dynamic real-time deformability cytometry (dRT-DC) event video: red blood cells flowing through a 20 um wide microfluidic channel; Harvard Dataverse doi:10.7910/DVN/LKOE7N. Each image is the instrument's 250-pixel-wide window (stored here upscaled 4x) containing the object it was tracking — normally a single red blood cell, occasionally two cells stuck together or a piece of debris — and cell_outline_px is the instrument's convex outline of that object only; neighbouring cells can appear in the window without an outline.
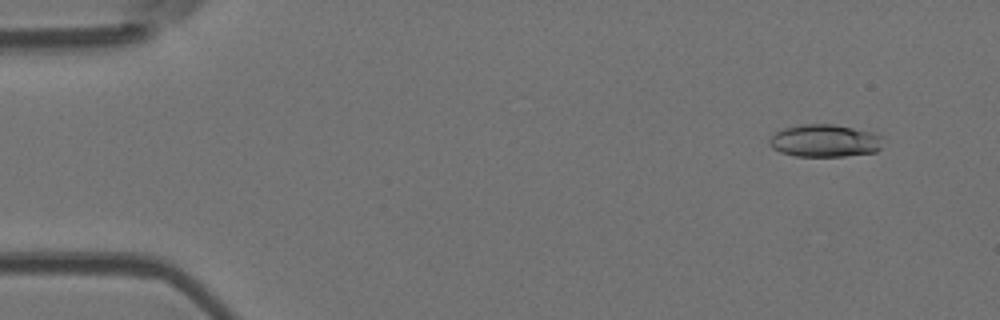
{"species": "Egyptian fruit bat (a non-hibernating species)", "species_latin": "Rousettus aegyptiacus", "temperature_condition": "room temperature", "stored_images_in_passage": 54, "camera_frame_rate_fps": 3000, "um_per_image_px": 0.085, "animal": {"sex": "female"}, "frame": {"image": 1, "passage_image": 5, "time_ms": 1.333, "image_size_px": [1000, 320], "cell_outline_px": [[884, 136], [880, 148], [876, 152], [844, 156], [796, 156], [780, 152], [772, 148], [768, 144], [768, 140], [776, 132], [784, 128], [800, 124], [832, 124], [872, 132]], "centroid_in_image_um": [70.1, 11.96], "position_along_channel_um": 14.9, "area_um2": 21.62}}
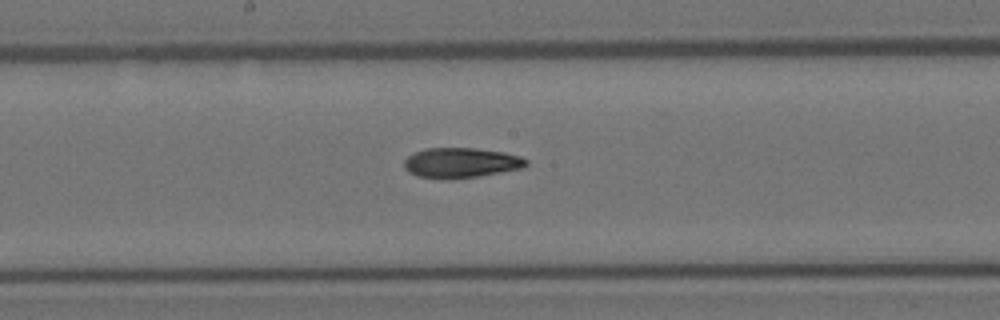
{"frame": {"image": 2, "passage_image": 29, "time_ms": 9.333, "image_size_px": [1000, 320], "cell_outline_px": [[528, 164], [520, 168], [476, 176], [416, 176], [408, 172], [404, 168], [404, 160], [408, 156], [424, 148], [476, 148], [504, 152], [520, 156], [528, 160]], "centroid_in_image_um": [39.18, 13.78], "position_along_channel_um": 209.0, "area_um2": 20.52}}
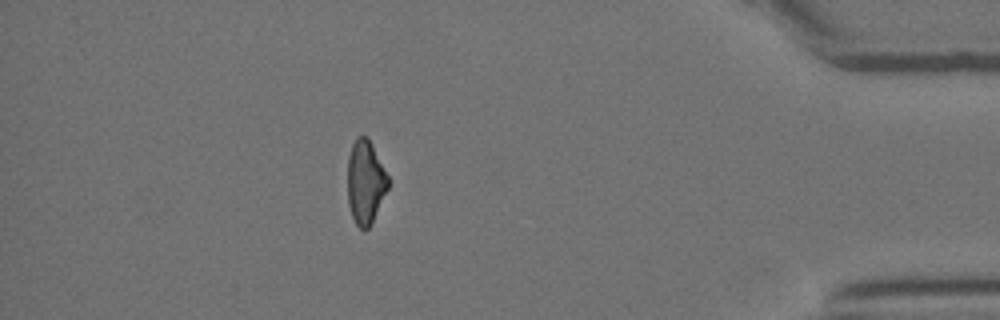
{"frame": {"image": 3, "passage_image": 48, "time_ms": 15.667, "image_size_px": [1000, 320], "cell_outline_px": [[388, 188], [368, 228], [364, 232], [356, 224], [352, 216], [348, 204], [348, 156], [352, 144], [356, 136], [368, 136], [388, 176]], "centroid_in_image_um": [31.04, 15.45], "position_along_channel_um": 404.2, "area_um2": 19.59}, "authors_computed_cell_mechanics": {"area_um2": 21.1259, "velocity_mm_per_s": 3.7973, "shape_relaxation_time_tau1_ms": null, "shape_relaxation_time_tau2_ms": 7.7967, "deformation_change_tau1": null, "deformation_change_tau2": 0.1837}}